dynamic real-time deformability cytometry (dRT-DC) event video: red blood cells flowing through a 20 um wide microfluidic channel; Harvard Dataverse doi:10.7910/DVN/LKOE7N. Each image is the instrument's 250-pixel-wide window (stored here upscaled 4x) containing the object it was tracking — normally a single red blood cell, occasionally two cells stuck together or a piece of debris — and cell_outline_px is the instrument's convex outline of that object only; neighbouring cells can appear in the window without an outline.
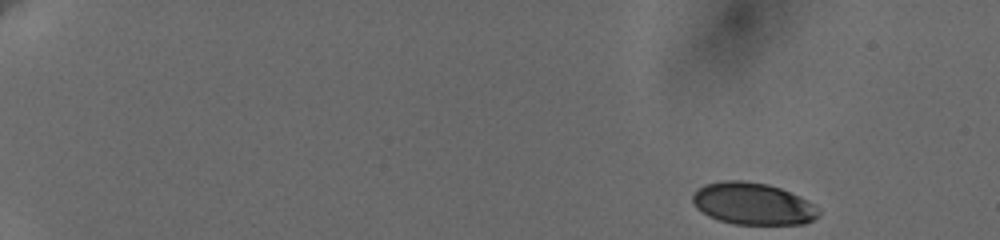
{"species": "human", "species_latin": "Homo sapiens", "temperature_condition": "cold", "stored_images_in_passage": 53, "camera_frame_rate_fps": 3000, "um_per_image_px": 0.085, "donor": {"sex": "female"}, "frame": {"image": 1, "passage_image": 1, "time_ms": 0.0, "image_size_px": [1000, 240], "cell_outline_px": [[820, 216], [804, 224], [736, 224], [720, 220], [708, 216], [696, 208], [692, 200], [692, 196], [704, 184], [724, 180], [740, 180], [768, 184], [780, 188], [800, 196], [808, 200], [820, 212]], "centroid_in_image_um": [64.0, 17.31], "position_along_channel_um": 21.0, "area_um2": 30.75}}
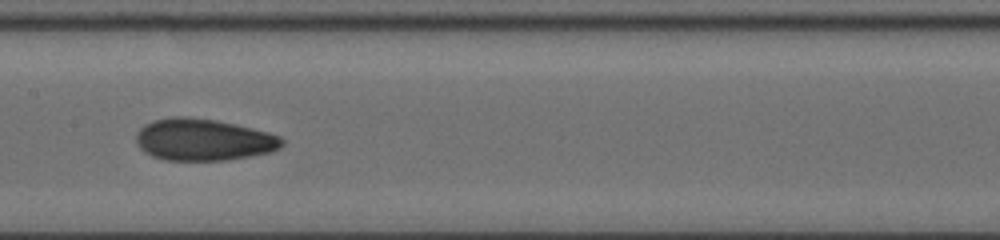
{"frame": {"image": 2, "passage_image": 28, "time_ms": 9.0, "image_size_px": [1000, 240], "cell_outline_px": [[284, 144], [280, 148], [268, 152], [248, 156], [224, 160], [168, 160], [152, 156], [144, 152], [140, 148], [136, 140], [136, 132], [144, 124], [156, 120], [176, 116], [184, 116], [216, 120], [268, 132], [280, 136], [284, 140]], "centroid_in_image_um": [17.27, 11.87], "position_along_channel_um": 190.1, "area_um2": 35.32}}
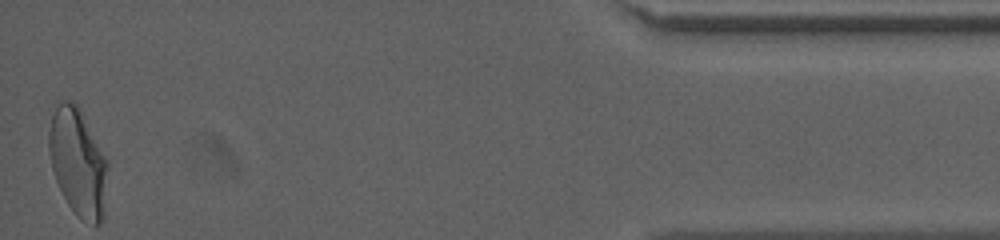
{"frame": {"image": 3, "passage_image": 53, "time_ms": 17.333, "image_size_px": [1000, 240], "cell_outline_px": [[108, 164], [104, 216], [100, 224], [96, 224], [76, 216], [68, 204], [56, 180], [52, 168], [48, 148], [48, 132], [56, 100], [60, 100], [76, 104], [108, 160]], "centroid_in_image_um": [6.62, 13.8], "position_along_channel_um": 428.6, "area_um2": 36.59}, "authors_computed_cell_mechanics": {"area_um2": 34.3332, "velocity_mm_per_s": 3.639, "shape_relaxation_time_tau1_ms": 7.3328, "shape_relaxation_time_tau2_ms": 1.6273, "deformation_change_tau1": 0.2012, "deformation_change_tau2": 0.0654}}